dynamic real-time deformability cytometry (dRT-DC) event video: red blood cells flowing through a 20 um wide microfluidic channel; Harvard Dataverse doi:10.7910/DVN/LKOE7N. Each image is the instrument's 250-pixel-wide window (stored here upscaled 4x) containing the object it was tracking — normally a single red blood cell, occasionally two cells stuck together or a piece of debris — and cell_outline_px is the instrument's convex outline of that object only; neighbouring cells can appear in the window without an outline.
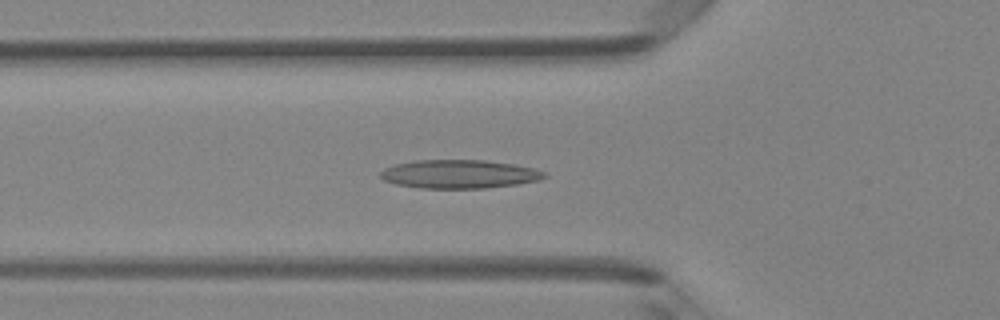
{"species": "Egyptian fruit bat (a non-hibernating species)", "species_latin": "Rousettus aegyptiacus", "temperature_condition": "room temperature", "stored_images_in_passage": 46, "camera_frame_rate_fps": 3000, "um_per_image_px": 0.085, "animal": {"sex": "female"}, "frame": {"image": 1, "passage_image": 15, "time_ms": 4.667, "image_size_px": [1000, 320], "cell_outline_px": [[548, 176], [540, 180], [516, 184], [484, 188], [420, 188], [396, 184], [384, 180], [380, 176], [380, 172], [384, 168], [396, 164], [412, 160], [484, 160], [516, 164], [532, 168], [544, 172]], "centroid_in_image_um": [39.03, 14.79], "position_along_channel_um": 86.8, "area_um2": 27.28}}
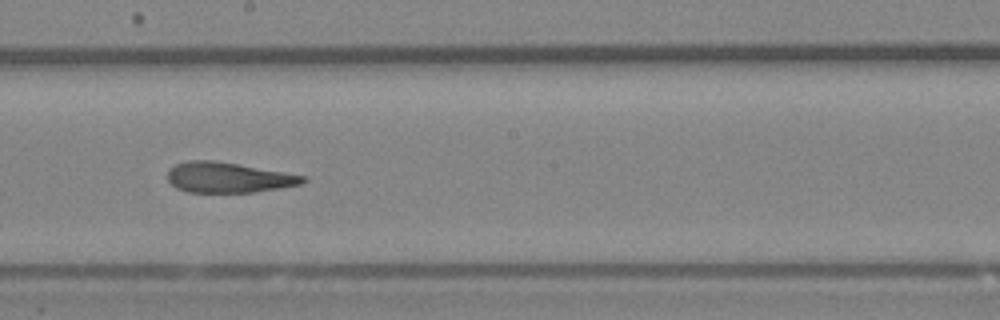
{"frame": {"image": 2, "passage_image": 25, "time_ms": 8.0, "image_size_px": [1000, 320], "cell_outline_px": [[308, 180], [304, 184], [280, 188], [252, 192], [188, 192], [176, 188], [168, 180], [168, 168], [176, 164], [188, 160], [212, 160], [308, 176]], "centroid_in_image_um": [19.42, 15.09], "position_along_channel_um": 228.8, "area_um2": 23.93}}
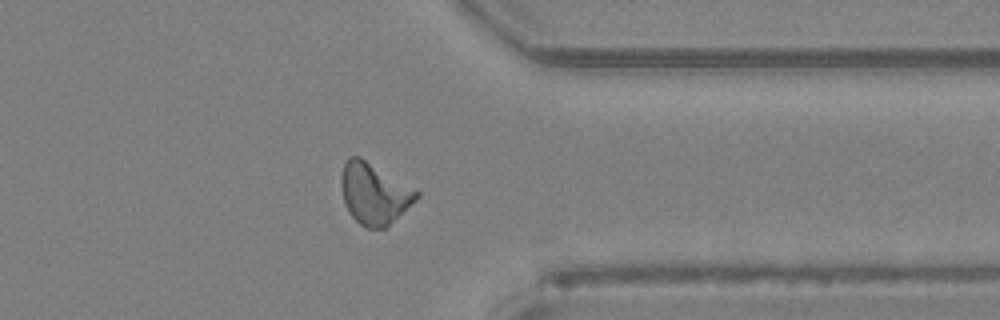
{"frame": {"image": 3, "passage_image": 36, "time_ms": 11.667, "image_size_px": [1000, 320], "cell_outline_px": [[420, 196], [416, 200], [384, 228], [368, 228], [360, 224], [348, 212], [344, 204], [340, 184], [340, 176], [344, 164], [348, 156], [360, 156], [420, 192]], "centroid_in_image_um": [31.76, 16.43], "position_along_channel_um": 379.6, "area_um2": 26.65}, "authors_computed_cell_mechanics": {"area_um2": 25.4031, "velocity_mm_per_s": 4.2693, "shape_relaxation_time_tau1_ms": null, "shape_relaxation_time_tau2_ms": 2.2089, "deformation_change_tau1": null, "deformation_change_tau2": 0.1131}}